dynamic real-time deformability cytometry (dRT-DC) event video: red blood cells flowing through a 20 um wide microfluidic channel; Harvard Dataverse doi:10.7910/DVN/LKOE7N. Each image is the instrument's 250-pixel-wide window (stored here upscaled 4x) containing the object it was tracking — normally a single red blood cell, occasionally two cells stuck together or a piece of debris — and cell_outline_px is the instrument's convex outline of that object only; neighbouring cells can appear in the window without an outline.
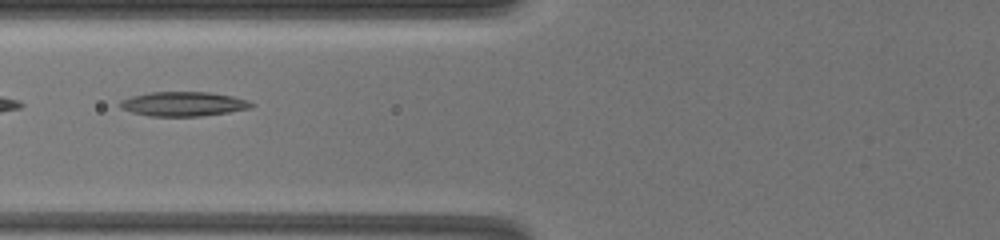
{"species": "common noctule bat (a hibernating species)", "species_latin": "Nyctalus noctula", "temperature_condition": "warm", "stored_images_in_passage": 9, "camera_frame_rate_fps": 3000, "um_per_image_px": 0.085, "animal": {"sex": "female", "body_mass_g": 19.5, "forearm_length_mm": 54.1}, "frame": {"image": 1, "passage_image": 8, "time_ms": 5.0, "image_size_px": [1000, 240], "cell_outline_px": [[252, 104], [248, 108], [228, 112], [200, 116], [148, 116], [132, 112], [120, 108], [120, 100], [132, 96], [148, 92], [208, 92], [232, 96], [244, 100]], "centroid_in_image_um": [15.49, 8.83], "position_along_channel_um": 110.3, "area_um2": 18.38}}